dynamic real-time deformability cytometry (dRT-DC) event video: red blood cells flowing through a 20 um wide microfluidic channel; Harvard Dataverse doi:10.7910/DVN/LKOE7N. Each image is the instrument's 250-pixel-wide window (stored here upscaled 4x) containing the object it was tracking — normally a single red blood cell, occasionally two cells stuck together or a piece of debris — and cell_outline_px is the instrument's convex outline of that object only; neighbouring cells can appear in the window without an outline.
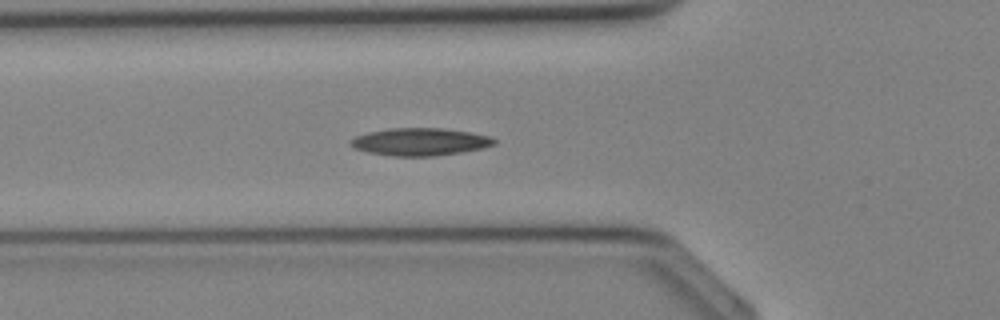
{"species": "Egyptian fruit bat (a non-hibernating species)", "species_latin": "Rousettus aegyptiacus", "temperature_condition": "cold", "stored_images_in_passage": 30, "segment_of_instrument_passage": [1, 2], "camera_frame_rate_fps": 3000, "um_per_image_px": 0.085, "animal": {"sex": "female"}, "frame": {"image": 1, "passage_image": 7, "time_ms": 2.0, "image_size_px": [1000, 320], "cell_outline_px": [[496, 144], [484, 148], [460, 152], [432, 156], [392, 156], [368, 152], [352, 148], [352, 140], [356, 136], [368, 132], [392, 128], [444, 128], [468, 132], [488, 136], [496, 140]], "centroid_in_image_um": [35.71, 12.05], "position_along_channel_um": 90.1, "area_um2": 22.83}}
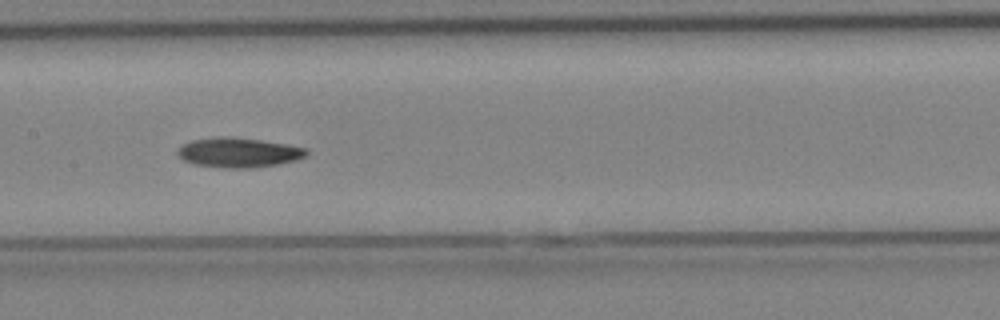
{"frame": {"image": 2, "passage_image": 12, "time_ms": 3.667, "image_size_px": [1000, 320], "cell_outline_px": [[308, 152], [304, 156], [296, 160], [276, 164], [248, 168], [228, 168], [196, 164], [184, 160], [176, 152], [184, 144], [192, 140], [216, 136], [232, 136], [288, 144], [308, 148]], "centroid_in_image_um": [20.3, 12.94], "position_along_channel_um": 187.1, "area_um2": 22.14}}
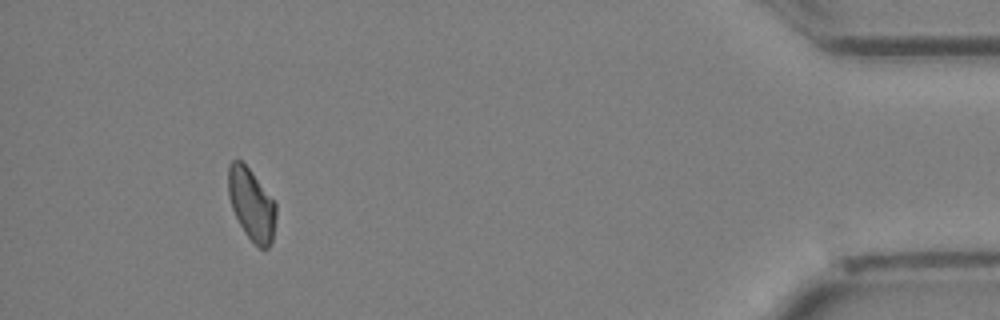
{"frame": {"image": 3, "passage_image": 27, "time_ms": 8.667, "image_size_px": [1000, 320], "cell_outline_px": [[276, 216], [272, 244], [268, 248], [260, 248], [244, 232], [232, 208], [228, 196], [228, 164], [232, 160], [240, 160], [252, 172], [276, 204]], "centroid_in_image_um": [21.37, 17.37], "position_along_channel_um": 413.8, "area_um2": 19.83}}